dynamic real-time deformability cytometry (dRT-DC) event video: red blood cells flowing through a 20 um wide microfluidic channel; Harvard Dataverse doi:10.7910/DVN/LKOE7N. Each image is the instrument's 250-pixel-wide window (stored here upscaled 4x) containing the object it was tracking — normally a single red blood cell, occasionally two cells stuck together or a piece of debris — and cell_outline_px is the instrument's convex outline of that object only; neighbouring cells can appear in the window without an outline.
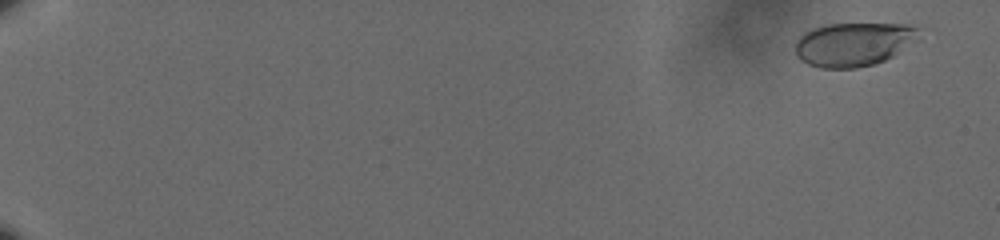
{"species": "human", "species_latin": "Homo sapiens", "temperature_condition": "cold", "stored_images_in_passage": 62, "camera_frame_rate_fps": 3000, "um_per_image_px": 0.085, "donor": {"sex": "male"}, "frame": {"image": 1, "passage_image": 4, "time_ms": 1.0, "image_size_px": [1000, 240], "cell_outline_px": [[920, 40], [892, 56], [884, 60], [872, 64], [856, 68], [820, 68], [808, 64], [800, 60], [796, 56], [796, 40], [804, 32], [812, 28], [824, 24], [908, 24], [920, 28]], "centroid_in_image_um": [72.58, 3.75], "position_along_channel_um": 12.4, "area_um2": 31.85}}
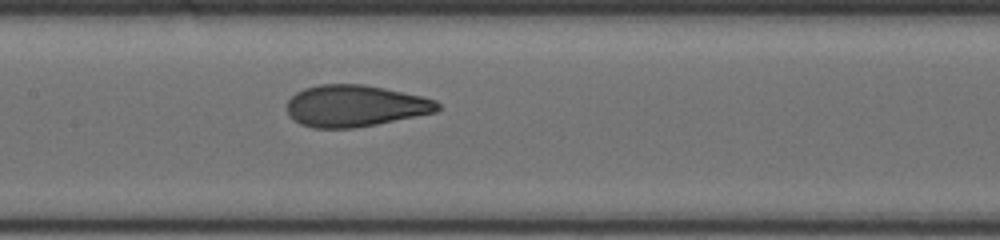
{"frame": {"image": 2, "passage_image": 35, "time_ms": 11.333, "image_size_px": [1000, 240], "cell_outline_px": [[440, 108], [436, 112], [376, 124], [352, 128], [312, 128], [300, 124], [288, 112], [288, 100], [296, 92], [304, 88], [320, 84], [364, 84], [384, 88], [420, 96], [436, 100], [440, 104]], "centroid_in_image_um": [30.18, 8.99], "position_along_channel_um": 177.2, "area_um2": 36.3}}
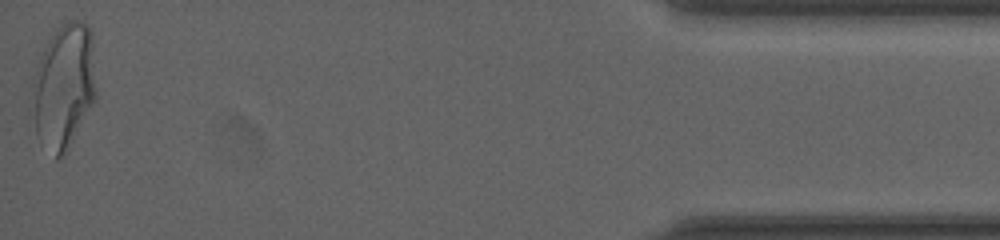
{"frame": {"image": 3, "passage_image": 62, "time_ms": 20.333, "image_size_px": [1000, 240], "cell_outline_px": [[96, 100], [68, 152], [56, 160], [36, 136], [28, 108], [32, 84], [40, 56], [48, 36], [60, 24], [68, 20], [84, 20], [92, 32], [96, 88]], "centroid_in_image_um": [5.4, 7.37], "position_along_channel_um": 429.8, "area_um2": 48.55}, "authors_computed_cell_mechanics": {"area_um2": 36.1539, "velocity_mm_per_s": 3.593, "shape_relaxation_time_tau1_ms": 4.0595, "shape_relaxation_time_tau2_ms": 0.7257, "deformation_change_tau1": 0.1638, "deformation_change_tau2": 0.0608}}